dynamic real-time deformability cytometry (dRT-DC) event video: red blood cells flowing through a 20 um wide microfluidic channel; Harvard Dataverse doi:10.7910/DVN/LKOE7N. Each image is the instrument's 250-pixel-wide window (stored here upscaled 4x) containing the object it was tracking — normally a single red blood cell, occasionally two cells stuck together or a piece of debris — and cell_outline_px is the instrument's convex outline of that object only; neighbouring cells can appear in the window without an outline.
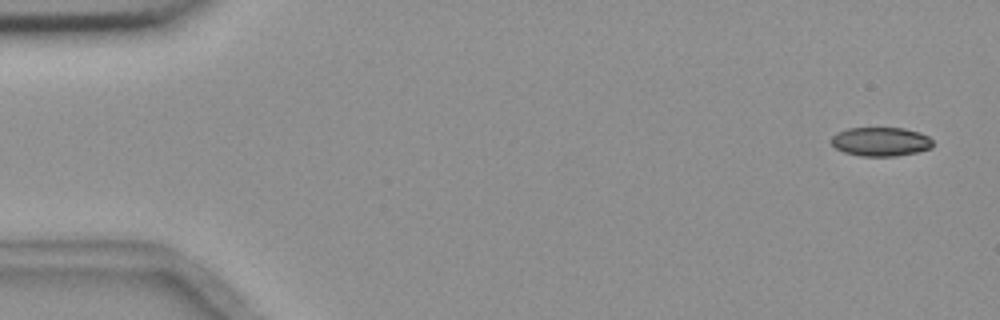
{"species": "common noctule bat (a hibernating species)", "species_latin": "Nyctalus noctula", "temperature_condition": "room temperature", "stored_images_in_passage": 5, "camera_frame_rate_fps": 3000, "um_per_image_px": 0.085, "animal": {"sex": "female", "body_mass_g": 18.4}, "frame": {"image": 1, "passage_image": 5, "time_ms": 5.333, "image_size_px": [1000, 320], "cell_outline_px": [[932, 148], [916, 152], [896, 156], [860, 156], [844, 152], [836, 148], [832, 144], [832, 136], [836, 132], [848, 128], [904, 128], [920, 132], [928, 136], [932, 140]], "centroid_in_image_um": [74.86, 12.03], "position_along_channel_um": 10.1, "area_um2": 17.17}}